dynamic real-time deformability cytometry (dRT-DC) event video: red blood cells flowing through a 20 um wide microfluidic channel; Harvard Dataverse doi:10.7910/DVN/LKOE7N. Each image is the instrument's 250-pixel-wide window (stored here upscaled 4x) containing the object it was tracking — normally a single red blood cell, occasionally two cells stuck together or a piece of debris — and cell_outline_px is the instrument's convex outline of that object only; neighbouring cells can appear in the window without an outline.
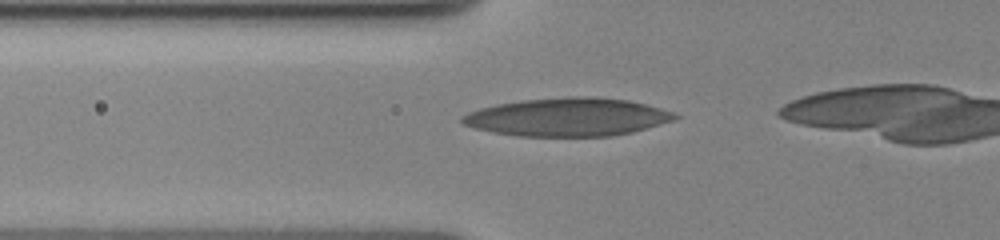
{"species": "human", "species_latin": "Homo sapiens", "temperature_condition": "cold", "stored_images_in_passage": 23, "camera_frame_rate_fps": 3000, "um_per_image_px": 0.085, "donor": {"sex": "female"}, "frame": {"image": 1, "passage_image": 2, "time_ms": 0.667, "image_size_px": [1000, 240], "cell_outline_px": [[680, 116], [672, 120], [632, 132], [608, 136], [516, 136], [492, 132], [472, 128], [464, 124], [460, 120], [460, 116], [468, 112], [480, 108], [496, 104], [524, 100], [568, 96], [596, 96], [628, 100], [660, 108], [672, 112]], "centroid_in_image_um": [48.19, 9.94], "position_along_channel_um": 77.6, "area_um2": 47.28}}
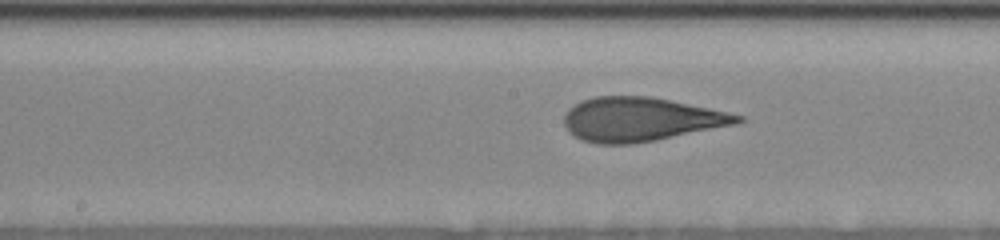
{"frame": {"image": 2, "passage_image": 11, "time_ms": 4.0, "image_size_px": [1000, 240], "cell_outline_px": [[744, 120], [736, 124], [656, 140], [632, 144], [600, 144], [580, 140], [568, 132], [564, 124], [564, 116], [580, 100], [596, 96], [652, 96], [708, 108], [744, 116]], "centroid_in_image_um": [54.43, 10.15], "position_along_channel_um": 193.8, "area_um2": 44.22}}
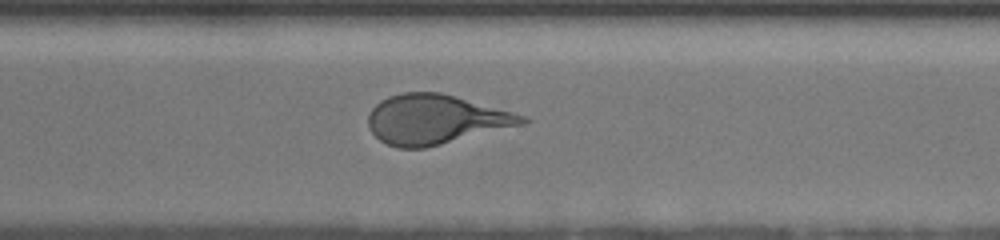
{"frame": {"image": 3, "passage_image": 22, "time_ms": 8.0, "image_size_px": [1000, 240], "cell_outline_px": [[528, 120], [524, 124], [424, 148], [400, 148], [388, 144], [380, 140], [372, 132], [368, 124], [368, 112], [380, 100], [388, 96], [404, 92], [440, 92], [512, 112], [524, 116]], "centroid_in_image_um": [36.96, 10.14], "position_along_channel_um": 333.6, "area_um2": 43.87}}